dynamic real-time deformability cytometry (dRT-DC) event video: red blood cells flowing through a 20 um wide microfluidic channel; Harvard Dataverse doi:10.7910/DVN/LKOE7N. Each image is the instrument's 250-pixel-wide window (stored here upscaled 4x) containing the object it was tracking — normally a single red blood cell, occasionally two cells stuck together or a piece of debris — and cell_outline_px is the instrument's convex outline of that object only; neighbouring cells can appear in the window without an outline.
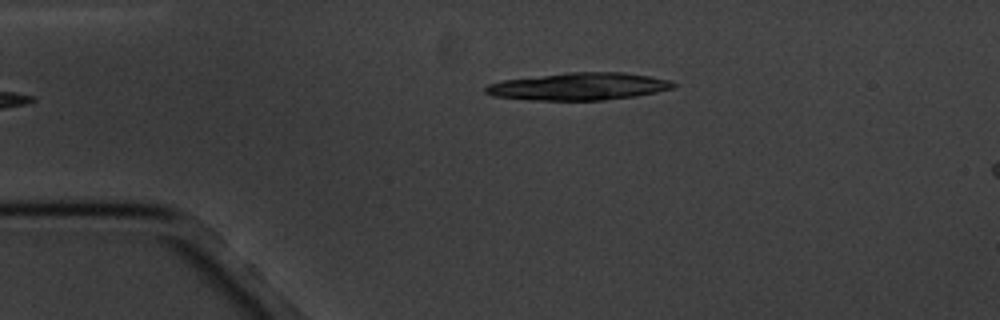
{"species": "common noctule bat (a hibernating species)", "species_latin": "Nyctalus noctula", "temperature_condition": "cold", "stored_images_in_passage": 3, "camera_frame_rate_fps": 3000, "um_per_image_px": 0.085, "animal": {"sex": "male", "body_mass_g": 20.1, "forearm_length_mm": 53.5}, "frame": {"image": 1, "passage_image": 3, "time_ms": 3.333, "image_size_px": [1000, 320], "cell_outline_px": [[676, 88], [636, 96], [604, 100], [532, 100], [492, 96], [484, 92], [484, 88], [488, 84], [504, 80], [568, 72], [620, 72], [648, 76], [672, 80], [676, 84]], "centroid_in_image_um": [49.22, 7.35], "position_along_channel_um": 35.8, "area_um2": 30.0}}